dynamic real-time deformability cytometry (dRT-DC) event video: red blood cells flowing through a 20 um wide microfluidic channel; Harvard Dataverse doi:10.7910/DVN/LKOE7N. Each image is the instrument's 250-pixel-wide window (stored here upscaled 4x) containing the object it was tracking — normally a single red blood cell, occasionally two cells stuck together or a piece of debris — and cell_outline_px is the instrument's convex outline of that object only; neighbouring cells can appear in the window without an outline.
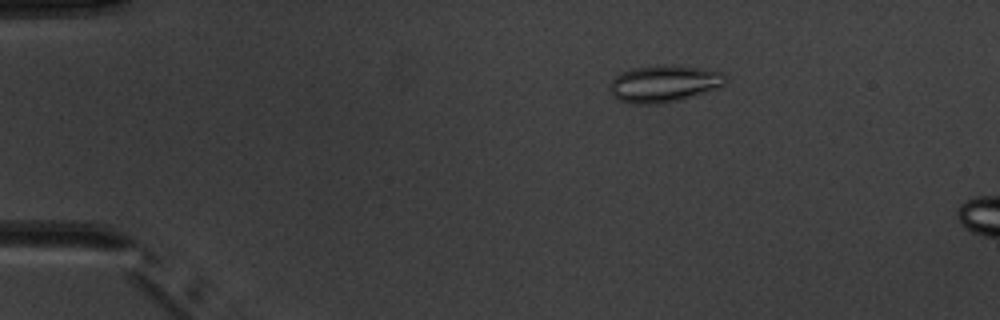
{"species": "common noctule bat (a hibernating species)", "species_latin": "Nyctalus noctula", "temperature_condition": "warm", "stored_images_in_passage": 5, "camera_frame_rate_fps": 3000, "um_per_image_px": 0.085, "animal": {"sex": "male", "body_mass_g": 20.1, "forearm_length_mm": 53.5}, "frame": {"image": 1, "passage_image": 3, "time_ms": 2.333, "image_size_px": [1000, 320], "cell_outline_px": [[728, 80], [720, 88], [676, 100], [660, 104], [632, 104], [616, 100], [612, 96], [612, 80], [616, 76], [632, 68], [668, 64], [700, 68], [724, 72], [728, 76]], "centroid_in_image_um": [56.49, 7.11], "position_along_channel_um": 28.5, "area_um2": 24.91}}